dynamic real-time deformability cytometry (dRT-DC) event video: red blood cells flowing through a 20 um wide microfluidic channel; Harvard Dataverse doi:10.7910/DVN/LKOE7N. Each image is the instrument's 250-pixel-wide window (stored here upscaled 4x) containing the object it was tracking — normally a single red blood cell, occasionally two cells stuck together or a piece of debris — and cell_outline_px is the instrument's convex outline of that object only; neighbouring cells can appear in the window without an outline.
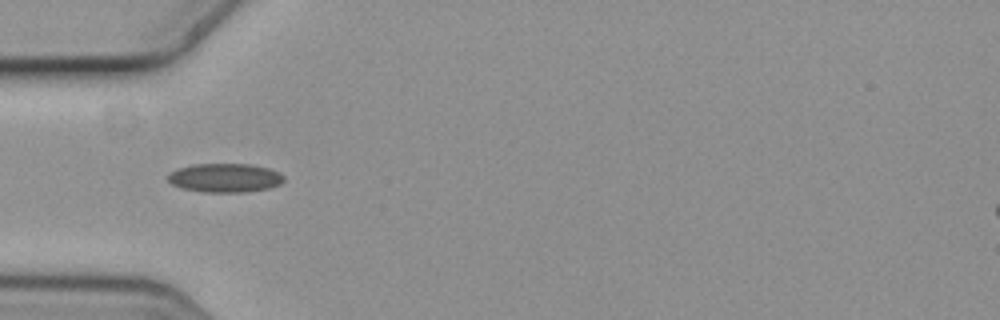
{"species": "common noctule bat (a hibernating species)", "species_latin": "Nyctalus noctula", "temperature_condition": "cold", "stored_images_in_passage": 3, "camera_frame_rate_fps": 3000, "um_per_image_px": 0.085, "animal": {"sex": "female", "body_mass_g": 19.3, "forearm_length_mm": 54.1}, "frame": {"image": 1, "passage_image": 2, "time_ms": 0.333, "image_size_px": [1000, 320], "cell_outline_px": [[284, 180], [280, 184], [268, 188], [248, 192], [200, 192], [180, 188], [172, 184], [168, 180], [168, 172], [176, 168], [192, 164], [248, 164], [268, 168], [280, 172], [284, 176]], "centroid_in_image_um": [19.08, 15.12], "position_along_channel_um": 65.9, "area_um2": 19.77}}
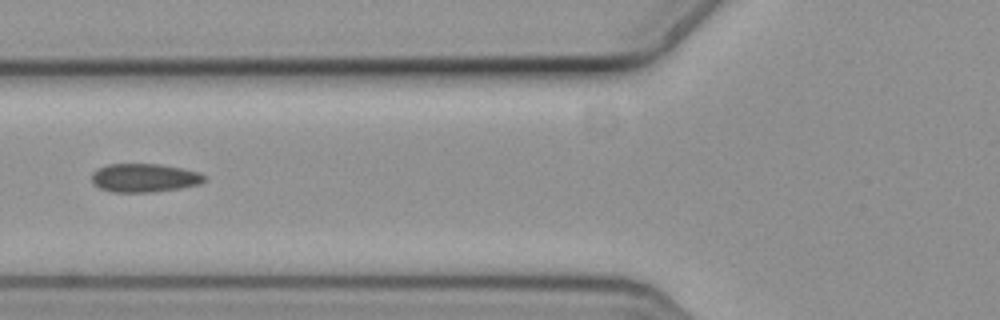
{"frame": {"image": 2, "passage_image": 3, "time_ms": 0.667, "image_size_px": [1000, 320], "cell_outline_px": [[204, 180], [200, 184], [180, 188], [148, 192], [112, 192], [100, 188], [92, 184], [92, 172], [108, 164], [160, 164], [200, 172], [204, 176]], "centroid_in_image_um": [12.24, 15.12], "position_along_channel_um": 113.6, "area_um2": 18.61}}